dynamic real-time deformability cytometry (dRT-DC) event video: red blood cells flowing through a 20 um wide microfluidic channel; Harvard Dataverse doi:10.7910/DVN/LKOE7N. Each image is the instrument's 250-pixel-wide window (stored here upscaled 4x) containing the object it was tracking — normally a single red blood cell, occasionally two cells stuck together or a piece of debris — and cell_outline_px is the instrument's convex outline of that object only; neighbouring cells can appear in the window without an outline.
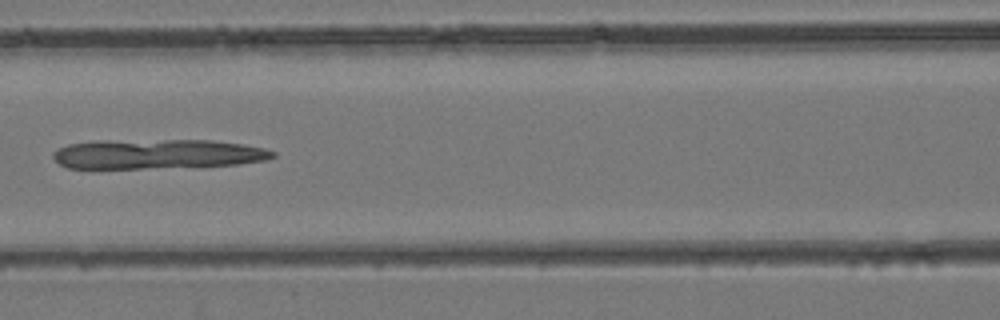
{"species": "common noctule bat (a hibernating species)", "species_latin": "Nyctalus noctula", "temperature_condition": "room temperature", "stored_images_in_passage": 44, "camera_frame_rate_fps": 3000, "um_per_image_px": 0.085, "animal": {"sex": "female", "body_mass_g": 24.6, "forearm_length_mm": 56.2}, "frame": {"image": 1, "passage_image": 20, "time_ms": 6.333, "image_size_px": [1000, 320], "cell_outline_px": [[276, 156], [264, 160], [240, 164], [140, 168], [68, 168], [60, 164], [52, 156], [52, 152], [68, 144], [92, 140], [212, 140], [244, 144], [264, 148], [276, 152]], "centroid_in_image_um": [13.36, 13.07], "position_along_channel_um": 153.2, "area_um2": 37.92}}
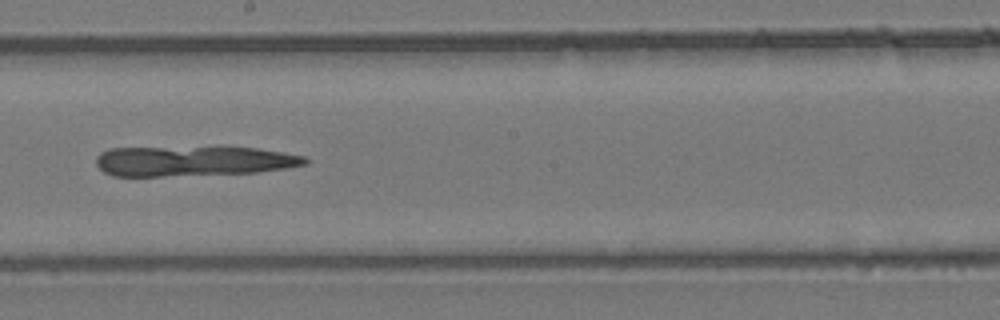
{"frame": {"image": 2, "passage_image": 25, "time_ms": 8.0, "image_size_px": [1000, 320], "cell_outline_px": [[308, 164], [284, 168], [256, 172], [160, 176], [112, 176], [104, 172], [96, 164], [96, 156], [100, 152], [108, 148], [224, 144], [256, 148], [284, 152], [304, 156], [308, 160]], "centroid_in_image_um": [16.41, 13.63], "position_along_channel_um": 231.8, "area_um2": 38.26}}
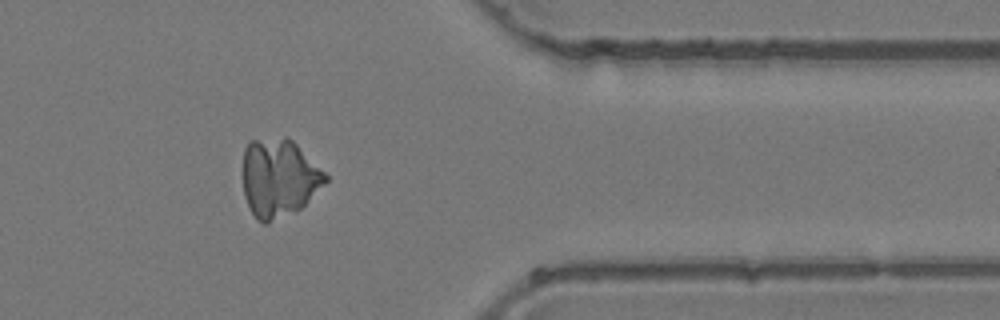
{"frame": {"image": 3, "passage_image": 36, "time_ms": 11.667, "image_size_px": [1000, 320], "cell_outline_px": [[328, 180], [296, 212], [268, 224], [264, 224], [256, 220], [244, 196], [244, 148], [248, 140], [284, 136], [288, 136], [328, 176]], "centroid_in_image_um": [23.69, 15.13], "position_along_channel_um": 387.7, "area_um2": 37.69}}